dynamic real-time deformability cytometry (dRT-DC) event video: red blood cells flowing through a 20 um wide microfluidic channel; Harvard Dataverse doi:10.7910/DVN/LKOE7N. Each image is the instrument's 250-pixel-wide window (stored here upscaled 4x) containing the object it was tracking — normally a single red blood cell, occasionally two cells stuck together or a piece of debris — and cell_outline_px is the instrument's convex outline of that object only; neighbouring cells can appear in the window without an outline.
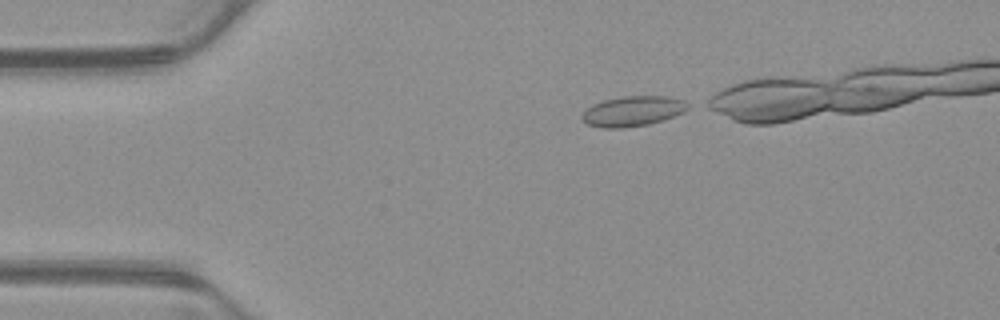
{"species": "common noctule bat (a hibernating species)", "species_latin": "Nyctalus noctula", "temperature_condition": "warm", "stored_images_in_passage": 14, "camera_frame_rate_fps": 3000, "um_per_image_px": 0.085, "animal": {"sex": "male", "body_mass_g": 23.1, "forearm_length_mm": 52.7}, "frame": {"image": 1, "passage_image": 1, "time_ms": 0.0, "image_size_px": [1000, 320], "cell_outline_px": [[692, 108], [684, 112], [648, 124], [624, 128], [604, 128], [588, 124], [580, 116], [592, 104], [604, 100], [624, 96], [664, 96], [680, 100], [688, 104]], "centroid_in_image_um": [53.78, 9.45], "position_along_channel_um": 31.2, "area_um2": 18.32}}
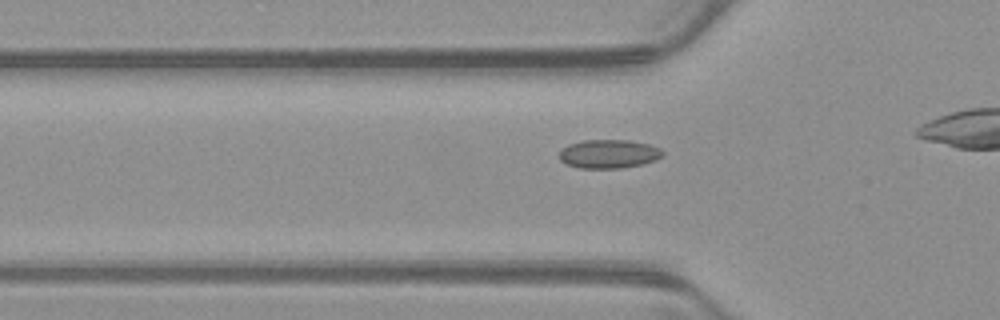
{"frame": {"image": 2, "passage_image": 8, "time_ms": 2.333, "image_size_px": [1000, 320], "cell_outline_px": [[664, 156], [656, 160], [644, 164], [624, 168], [580, 168], [564, 164], [560, 160], [560, 152], [568, 144], [584, 140], [628, 140], [648, 144], [660, 148], [664, 152]], "centroid_in_image_um": [51.77, 13.09], "position_along_channel_um": 74.0, "area_um2": 17.46}}
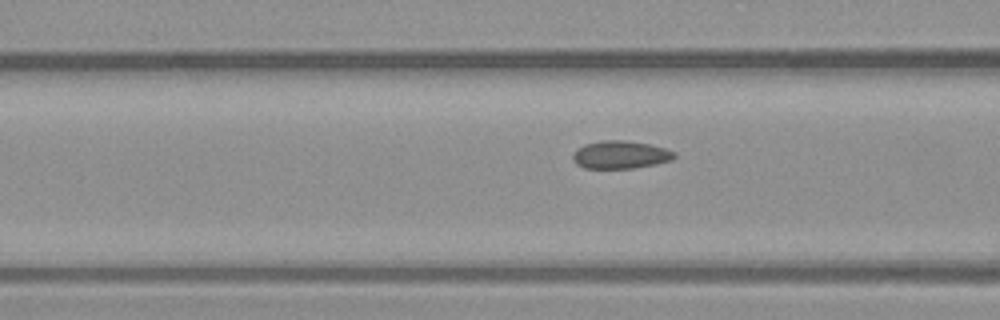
{"frame": {"image": 3, "passage_image": 11, "time_ms": 3.333, "image_size_px": [1000, 320], "cell_outline_px": [[676, 156], [672, 160], [656, 164], [632, 168], [584, 168], [576, 164], [572, 160], [572, 152], [584, 144], [600, 140], [624, 140], [648, 144], [664, 148], [676, 152]], "centroid_in_image_um": [52.71, 13.15], "position_along_channel_um": 113.9, "area_um2": 16.59}}